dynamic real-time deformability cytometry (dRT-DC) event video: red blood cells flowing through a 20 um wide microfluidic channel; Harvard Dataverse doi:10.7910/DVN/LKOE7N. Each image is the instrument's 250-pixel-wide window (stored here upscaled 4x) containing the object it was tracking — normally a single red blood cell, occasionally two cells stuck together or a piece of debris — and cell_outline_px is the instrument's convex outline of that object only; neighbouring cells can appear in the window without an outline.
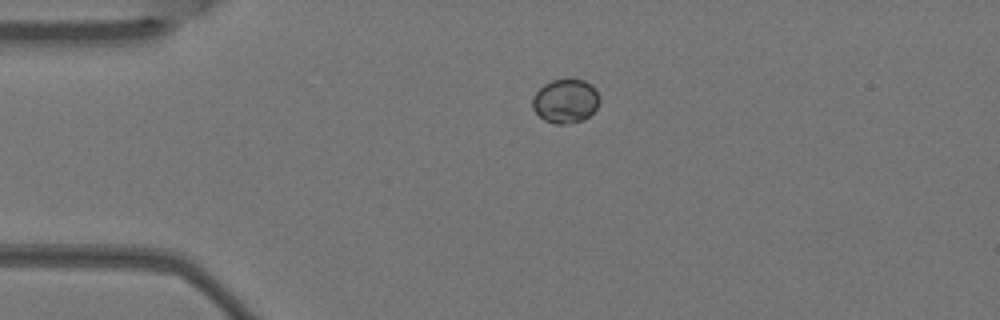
{"species": "Egyptian fruit bat (a non-hibernating species)", "species_latin": "Rousettus aegyptiacus", "temperature_condition": "warm", "stored_images_in_passage": 2, "camera_frame_rate_fps": 3000, "um_per_image_px": 0.085, "animal": {"sex": "female"}, "frame": {"image": 1, "passage_image": 1, "time_ms": 0.0, "image_size_px": [1000, 320], "cell_outline_px": [[600, 100], [596, 108], [584, 120], [564, 124], [556, 124], [544, 120], [532, 108], [532, 100], [536, 92], [544, 84], [552, 80], [584, 80], [592, 84], [596, 88]], "centroid_in_image_um": [48.08, 8.59], "position_along_channel_um": 36.9, "area_um2": 17.11}}